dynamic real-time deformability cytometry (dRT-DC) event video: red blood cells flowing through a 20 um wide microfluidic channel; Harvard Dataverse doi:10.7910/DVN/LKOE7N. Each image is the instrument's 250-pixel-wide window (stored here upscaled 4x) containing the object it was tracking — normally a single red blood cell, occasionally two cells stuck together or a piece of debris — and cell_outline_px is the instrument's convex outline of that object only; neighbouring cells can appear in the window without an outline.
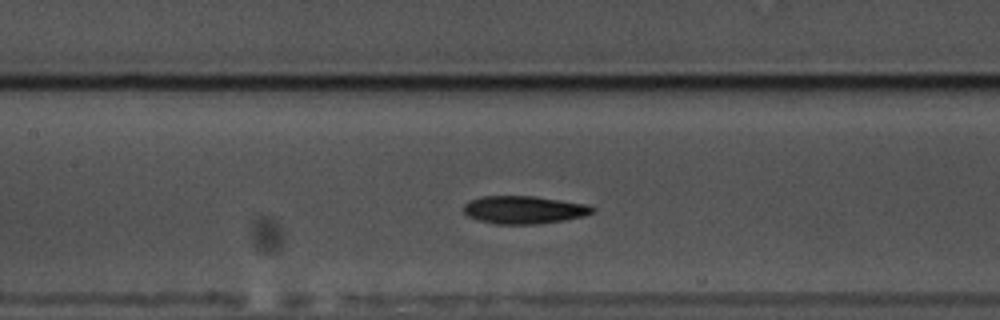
{"species": "common noctule bat (a hibernating species)", "species_latin": "Nyctalus noctula", "temperature_condition": "warm", "stored_images_in_passage": 50, "camera_frame_rate_fps": 3000, "um_per_image_px": 0.085, "animal": {"sex": "male", "body_mass_g": 17.5, "forearm_length_mm": 52.3}, "frame": {"image": 1, "passage_image": 19, "time_ms": 6.0, "image_size_px": [1000, 320], "cell_outline_px": [[596, 212], [584, 216], [564, 220], [540, 224], [492, 224], [468, 216], [464, 212], [464, 204], [468, 200], [480, 196], [536, 196], [588, 204], [596, 208]], "centroid_in_image_um": [44.57, 17.83], "position_along_channel_um": 162.8, "area_um2": 21.21}}
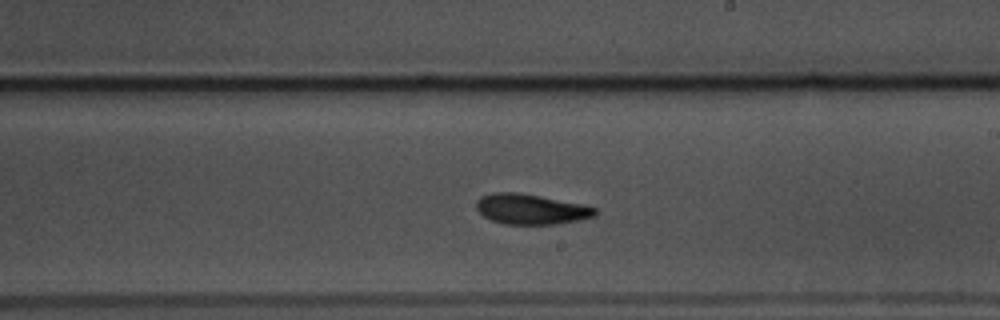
{"frame": {"image": 2, "passage_image": 26, "time_ms": 8.333, "image_size_px": [1000, 320], "cell_outline_px": [[600, 212], [596, 216], [580, 220], [556, 224], [504, 224], [492, 220], [484, 216], [476, 208], [476, 200], [480, 196], [492, 192], [516, 192], [584, 204], [600, 208]], "centroid_in_image_um": [45.18, 17.77], "position_along_channel_um": 243.8, "area_um2": 21.21}}
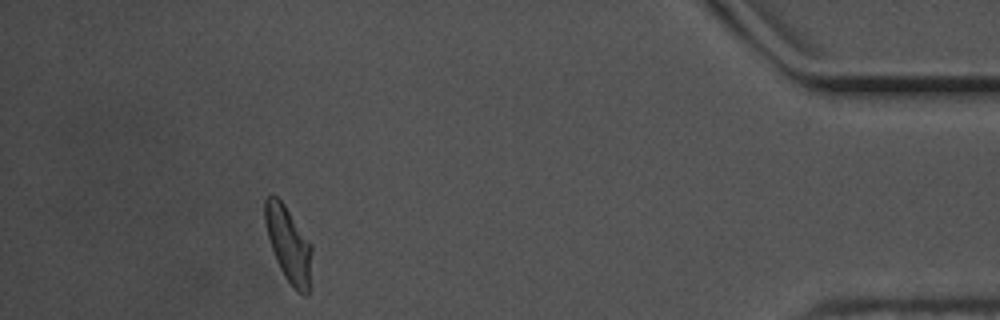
{"frame": {"image": 3, "passage_image": 45, "time_ms": 14.667, "image_size_px": [1000, 320], "cell_outline_px": [[312, 252], [308, 296], [304, 296], [296, 292], [284, 276], [276, 260], [268, 236], [264, 220], [264, 200], [268, 196], [276, 196], [284, 204], [312, 244]], "centroid_in_image_um": [24.53, 20.79], "position_along_channel_um": 410.7, "area_um2": 20.58}, "authors_computed_cell_mechanics": {"area_um2": 20.6346, "velocity_mm_per_s": 3.4894, "shape_relaxation_time_tau1_ms": 4.155, "shape_relaxation_time_tau2_ms": 1.8769, "deformation_change_tau1": 0.1541, "deformation_change_tau2": 0.0843}}